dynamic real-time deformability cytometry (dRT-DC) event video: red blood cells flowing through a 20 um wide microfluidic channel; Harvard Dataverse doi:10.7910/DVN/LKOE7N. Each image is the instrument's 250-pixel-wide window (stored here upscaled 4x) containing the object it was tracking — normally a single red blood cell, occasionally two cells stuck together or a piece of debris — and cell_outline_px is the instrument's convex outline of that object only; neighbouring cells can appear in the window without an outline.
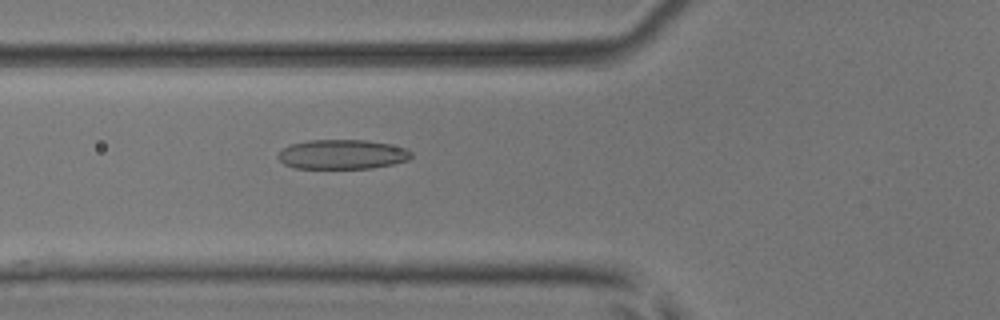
{"species": "common noctule bat (a hibernating species)", "species_latin": "Nyctalus noctula", "temperature_condition": "room temperature", "stored_images_in_passage": 53, "camera_frame_rate_fps": 3000, "um_per_image_px": 0.085, "animal": {"sex": "male", "body_mass_g": 17.9, "forearm_length_mm": 54.2}, "frame": {"image": 1, "passage_image": 20, "time_ms": 6.333, "image_size_px": [1000, 320], "cell_outline_px": [[412, 156], [408, 160], [392, 164], [372, 168], [292, 168], [284, 164], [276, 156], [288, 144], [308, 140], [368, 140], [408, 148], [412, 152]], "centroid_in_image_um": [29.08, 13.12], "position_along_channel_um": 96.7, "area_um2": 23.06}}
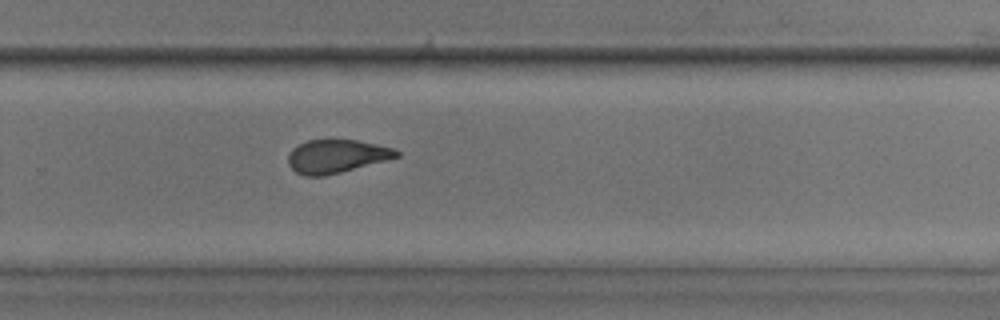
{"frame": {"image": 2, "passage_image": 36, "time_ms": 11.667, "image_size_px": [1000, 320], "cell_outline_px": [[400, 156], [340, 172], [324, 176], [304, 176], [296, 172], [288, 164], [288, 156], [292, 148], [308, 140], [356, 140], [396, 148], [400, 152]], "centroid_in_image_um": [28.6, 13.28], "position_along_channel_um": 301.2, "area_um2": 20.87}}
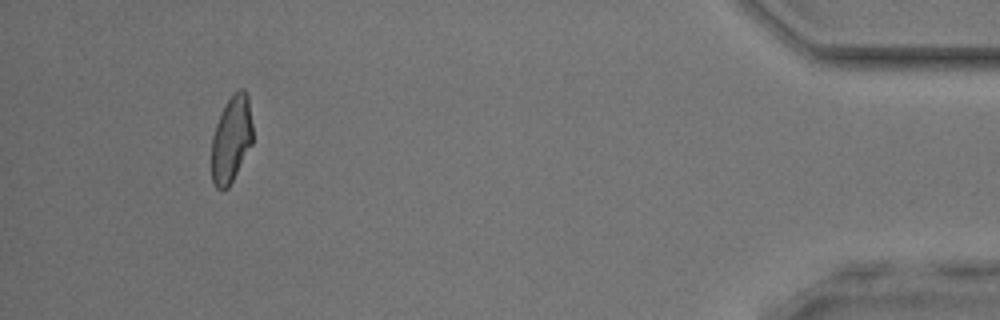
{"frame": {"image": 3, "passage_image": 50, "time_ms": 16.333, "image_size_px": [1000, 320], "cell_outline_px": [[252, 144], [228, 188], [216, 188], [212, 180], [212, 136], [216, 124], [228, 100], [240, 88], [244, 88], [248, 96], [252, 124]], "centroid_in_image_um": [19.67, 11.83], "position_along_channel_um": 415.5, "area_um2": 20.4}, "authors_computed_cell_mechanics": {"area_um2": 22.1952, "velocity_mm_per_s": 3.8484, "shape_relaxation_time_tau1_ms": null, "shape_relaxation_time_tau2_ms": 1.8846, "deformation_change_tau1": null, "deformation_change_tau2": 0.0966}}